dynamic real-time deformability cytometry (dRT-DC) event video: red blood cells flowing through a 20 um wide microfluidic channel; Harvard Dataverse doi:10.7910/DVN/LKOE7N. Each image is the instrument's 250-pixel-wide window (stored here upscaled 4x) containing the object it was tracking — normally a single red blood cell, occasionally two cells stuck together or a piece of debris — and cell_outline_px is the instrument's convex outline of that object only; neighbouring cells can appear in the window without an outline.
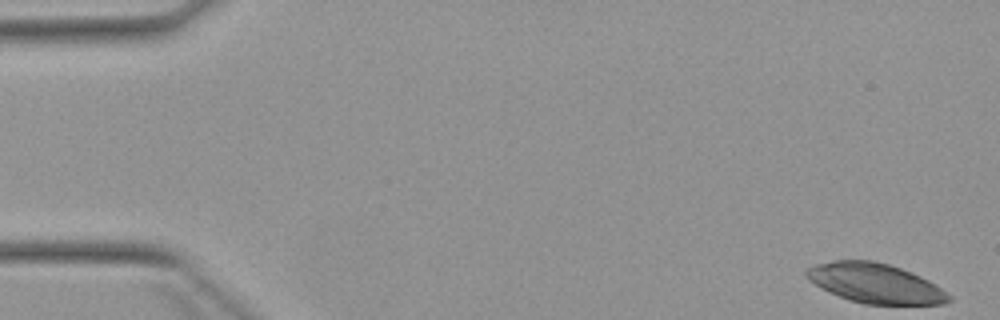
{"species": "Egyptian fruit bat (a non-hibernating species)", "species_latin": "Rousettus aegyptiacus", "temperature_condition": "warm", "stored_images_in_passage": 4, "camera_frame_rate_fps": 3000, "um_per_image_px": 0.085, "animal": {"sex": "female"}, "frame": {"image": 1, "passage_image": 1, "time_ms": 0.0, "image_size_px": [1000, 320], "cell_outline_px": [[952, 300], [944, 304], [864, 304], [848, 300], [828, 292], [820, 288], [808, 280], [804, 272], [808, 268], [816, 264], [832, 260], [872, 260], [888, 264], [900, 268], [920, 276], [936, 284], [952, 296]], "centroid_in_image_um": [74.38, 24.08], "position_along_channel_um": 10.6, "area_um2": 33.06}}
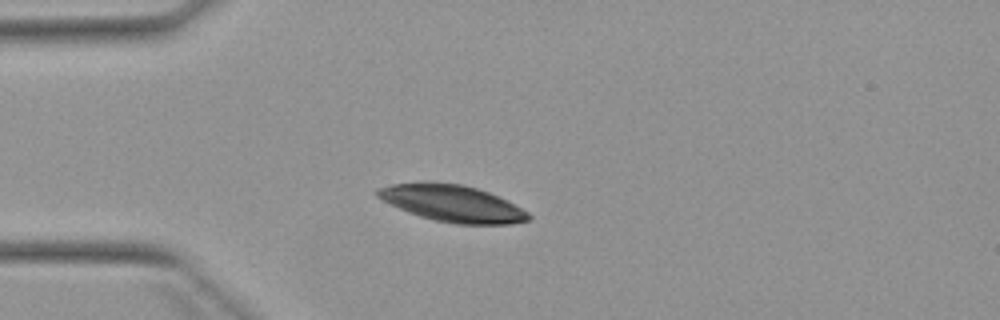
{"frame": {"image": 2, "passage_image": 4, "time_ms": 4.0, "image_size_px": [1000, 320], "cell_outline_px": [[532, 216], [528, 220], [512, 224], [456, 224], [436, 220], [420, 216], [408, 212], [376, 196], [372, 192], [376, 188], [392, 184], [424, 180], [464, 184], [488, 192], [528, 212]], "centroid_in_image_um": [38.38, 17.26], "position_along_channel_um": 46.6, "area_um2": 32.37}}